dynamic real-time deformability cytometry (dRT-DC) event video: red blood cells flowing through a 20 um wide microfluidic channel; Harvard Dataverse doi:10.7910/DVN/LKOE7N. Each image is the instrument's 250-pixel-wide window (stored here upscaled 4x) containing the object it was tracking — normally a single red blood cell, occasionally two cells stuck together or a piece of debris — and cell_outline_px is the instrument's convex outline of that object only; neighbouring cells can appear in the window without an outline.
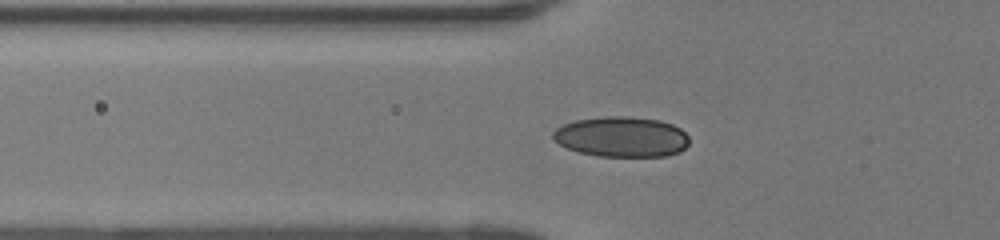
{"species": "human", "species_latin": "Homo sapiens", "temperature_condition": "room temperature", "stored_images_in_passage": 35, "camera_frame_rate_fps": 3000, "um_per_image_px": 0.085, "donor": {"sex": "female"}, "frame": {"image": 1, "passage_image": 4, "time_ms": 1.0, "image_size_px": [1000, 240], "cell_outline_px": [[688, 144], [680, 152], [668, 156], [600, 156], [580, 152], [568, 148], [560, 144], [552, 136], [552, 132], [556, 128], [564, 124], [576, 120], [604, 116], [628, 116], [660, 120], [672, 124], [680, 128], [688, 136]], "centroid_in_image_um": [52.86, 11.62], "position_along_channel_um": 72.9, "area_um2": 31.96}}
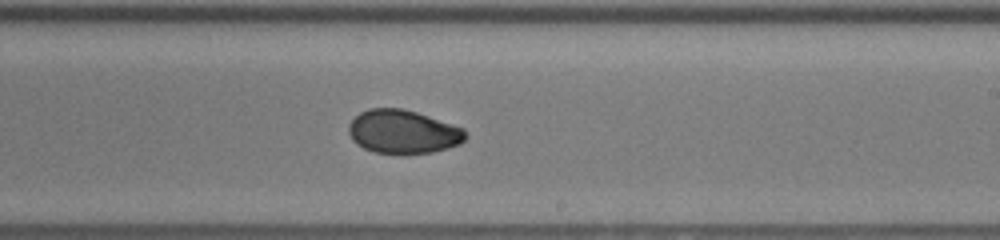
{"frame": {"image": 2, "passage_image": 17, "time_ms": 5.333, "image_size_px": [1000, 240], "cell_outline_px": [[468, 136], [460, 144], [448, 148], [432, 152], [376, 152], [364, 148], [356, 144], [352, 140], [348, 132], [348, 124], [360, 112], [368, 108], [404, 108], [464, 128]], "centroid_in_image_um": [34.25, 11.17], "position_along_channel_um": 254.7, "area_um2": 29.42}}
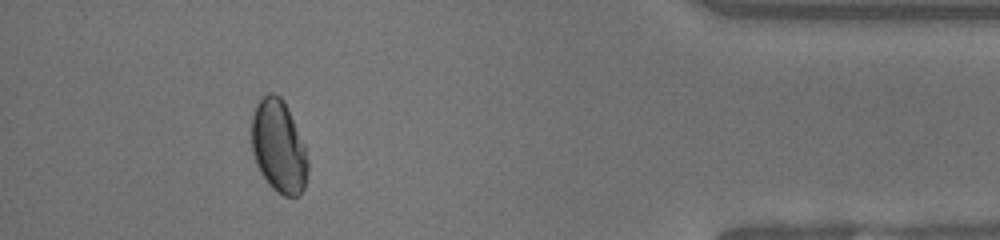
{"frame": {"image": 3, "passage_image": 31, "time_ms": 10.0, "image_size_px": [1000, 240], "cell_outline_px": [[308, 172], [304, 188], [300, 196], [284, 196], [276, 192], [268, 184], [260, 172], [252, 152], [252, 116], [256, 104], [268, 92], [272, 92], [280, 96], [288, 108], [304, 144], [308, 160]], "centroid_in_image_um": [23.7, 12.47], "position_along_channel_um": 411.5, "area_um2": 30.52}, "authors_computed_cell_mechanics": {"area_um2": 30.1716, "velocity_mm_per_s": 4.2256, "shape_relaxation_time_tau1_ms": null, "shape_relaxation_time_tau2_ms": 1.3576, "deformation_change_tau1": null, "deformation_change_tau2": 0.0383}}